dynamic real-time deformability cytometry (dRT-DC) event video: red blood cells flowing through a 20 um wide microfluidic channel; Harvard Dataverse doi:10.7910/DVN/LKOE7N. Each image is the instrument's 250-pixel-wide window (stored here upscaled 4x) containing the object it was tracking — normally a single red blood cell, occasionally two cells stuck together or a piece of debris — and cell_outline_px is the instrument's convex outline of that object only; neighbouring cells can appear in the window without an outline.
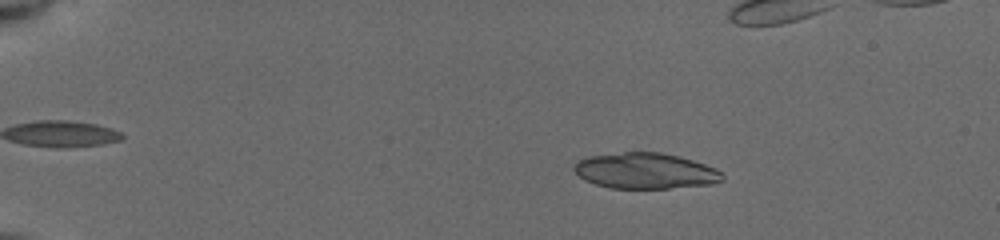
{"species": "common noctule bat (a hibernating species)", "species_latin": "Nyctalus noctula", "temperature_condition": "cold", "stored_images_in_passage": 31, "camera_frame_rate_fps": 3000, "um_per_image_px": 0.085, "animal": {"sex": "female", "body_mass_g": 19.5, "forearm_length_mm": 54.1}, "frame": {"image": 1, "passage_image": 16, "time_ms": 3.333, "image_size_px": [1000, 240], "cell_outline_px": [[724, 180], [712, 184], [668, 188], [608, 188], [584, 180], [572, 168], [572, 164], [588, 156], [624, 152], [660, 152], [692, 160], [716, 168], [724, 176]], "centroid_in_image_um": [54.84, 14.53], "position_along_channel_um": 30.2, "area_um2": 30.87}}